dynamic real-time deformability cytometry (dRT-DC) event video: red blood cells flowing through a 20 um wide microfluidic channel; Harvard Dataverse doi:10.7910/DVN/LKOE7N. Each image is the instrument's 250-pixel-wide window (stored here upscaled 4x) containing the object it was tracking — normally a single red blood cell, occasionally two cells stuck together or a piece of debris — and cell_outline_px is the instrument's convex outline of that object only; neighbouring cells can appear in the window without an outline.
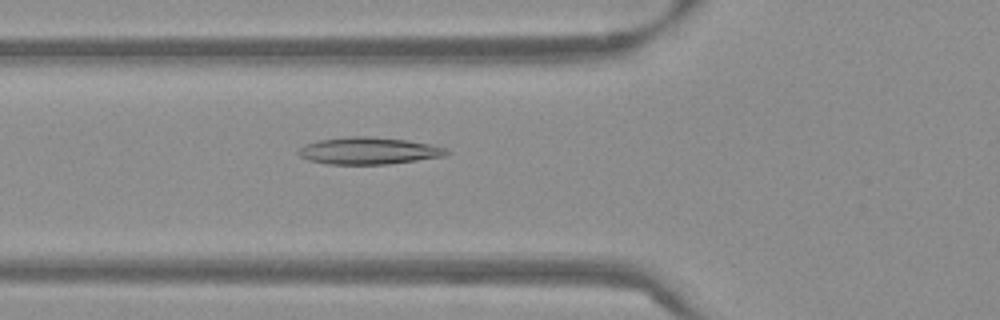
{"species": "Egyptian fruit bat (a non-hibernating species)", "species_latin": "Rousettus aegyptiacus", "temperature_condition": "warm", "stored_images_in_passage": 53, "camera_frame_rate_fps": 3000, "um_per_image_px": 0.085, "frame": {"image": 1, "passage_image": 19, "time_ms": 6.0, "image_size_px": [1000, 320], "cell_outline_px": [[452, 152], [448, 156], [388, 164], [328, 164], [308, 160], [300, 156], [296, 152], [304, 144], [320, 140], [348, 136], [364, 136], [408, 140], [432, 144], [448, 148]], "centroid_in_image_um": [31.4, 12.82], "position_along_channel_um": 94.4, "area_um2": 23.58}}
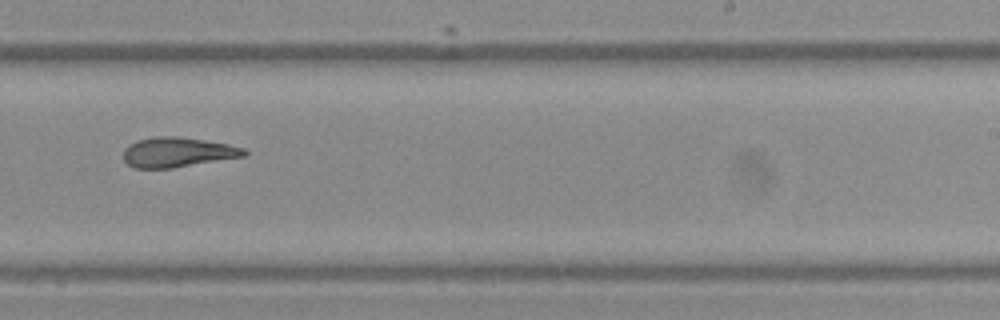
{"frame": {"image": 2, "passage_image": 33, "time_ms": 10.667, "image_size_px": [1000, 320], "cell_outline_px": [[248, 156], [172, 168], [132, 168], [124, 160], [124, 148], [128, 144], [136, 140], [156, 136], [176, 136], [228, 144], [244, 148], [248, 152]], "centroid_in_image_um": [15.09, 12.94], "position_along_channel_um": 273.9, "area_um2": 21.15}}
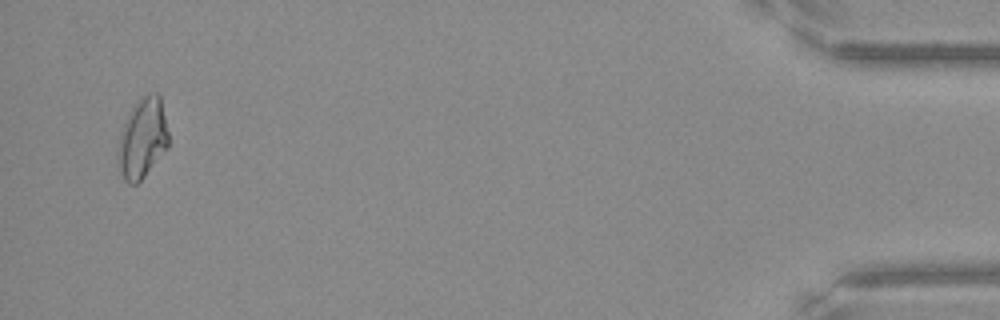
{"frame": {"image": 3, "passage_image": 51, "time_ms": 16.667, "image_size_px": [1000, 320], "cell_outline_px": [[168, 148], [144, 176], [136, 184], [128, 184], [124, 180], [116, 160], [116, 152], [120, 132], [128, 112], [136, 100], [148, 92], [156, 92], [160, 96], [168, 132]], "centroid_in_image_um": [12.08, 11.74], "position_along_channel_um": 423.1, "area_um2": 23.99}, "authors_computed_cell_mechanics": {"area_um2": 22.1374, "velocity_mm_per_s": 3.8326, "shape_relaxation_time_tau1_ms": null, "shape_relaxation_time_tau2_ms": 6.2176, "deformation_change_tau1": null, "deformation_change_tau2": 0.1536}}